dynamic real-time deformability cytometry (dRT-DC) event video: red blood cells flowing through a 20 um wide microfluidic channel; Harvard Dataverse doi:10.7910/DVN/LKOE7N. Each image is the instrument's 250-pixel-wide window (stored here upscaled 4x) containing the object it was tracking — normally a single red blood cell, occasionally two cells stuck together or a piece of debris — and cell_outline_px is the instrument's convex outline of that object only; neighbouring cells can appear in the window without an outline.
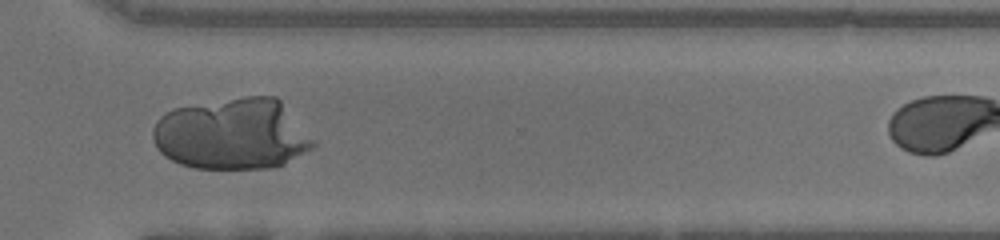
{"species": "human", "species_latin": "Homo sapiens", "temperature_condition": "warm", "stored_images_in_passage": 26, "camera_frame_rate_fps": 3000, "um_per_image_px": 0.085, "donor": {"sex": "female"}, "frame": {"image": 1, "passage_image": 22, "time_ms": 7.0, "image_size_px": [1000, 240], "cell_outline_px": [[316, 144], [312, 148], [284, 164], [272, 168], [196, 168], [180, 164], [164, 156], [156, 148], [152, 140], [152, 128], [156, 120], [160, 116], [172, 108], [248, 96], [276, 96], [280, 100]], "centroid_in_image_um": [19.67, 11.4], "position_along_channel_um": 350.9, "area_um2": 66.35}}